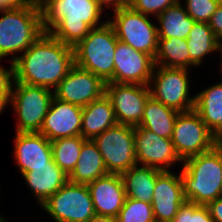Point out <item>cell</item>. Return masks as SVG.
<instances>
[{"label":"cell","instance_id":"1","mask_svg":"<svg viewBox=\"0 0 222 222\" xmlns=\"http://www.w3.org/2000/svg\"><path fill=\"white\" fill-rule=\"evenodd\" d=\"M73 65V47L44 32L13 61L14 81L54 90Z\"/></svg>","mask_w":222,"mask_h":222},{"label":"cell","instance_id":"34","mask_svg":"<svg viewBox=\"0 0 222 222\" xmlns=\"http://www.w3.org/2000/svg\"><path fill=\"white\" fill-rule=\"evenodd\" d=\"M7 70L5 66L0 65V92H11L14 83V67L13 62Z\"/></svg>","mask_w":222,"mask_h":222},{"label":"cell","instance_id":"42","mask_svg":"<svg viewBox=\"0 0 222 222\" xmlns=\"http://www.w3.org/2000/svg\"><path fill=\"white\" fill-rule=\"evenodd\" d=\"M219 52L221 53V59H222V43H220ZM220 64H221L220 65L221 67H219V69H221L220 71H222V60H221Z\"/></svg>","mask_w":222,"mask_h":222},{"label":"cell","instance_id":"33","mask_svg":"<svg viewBox=\"0 0 222 222\" xmlns=\"http://www.w3.org/2000/svg\"><path fill=\"white\" fill-rule=\"evenodd\" d=\"M177 1L178 0H129L128 5L142 14L152 15V17L156 18Z\"/></svg>","mask_w":222,"mask_h":222},{"label":"cell","instance_id":"26","mask_svg":"<svg viewBox=\"0 0 222 222\" xmlns=\"http://www.w3.org/2000/svg\"><path fill=\"white\" fill-rule=\"evenodd\" d=\"M158 38L187 39L195 20L192 19L178 0L173 6L168 7L156 17Z\"/></svg>","mask_w":222,"mask_h":222},{"label":"cell","instance_id":"32","mask_svg":"<svg viewBox=\"0 0 222 222\" xmlns=\"http://www.w3.org/2000/svg\"><path fill=\"white\" fill-rule=\"evenodd\" d=\"M221 2V0H186L184 8L195 22L208 23Z\"/></svg>","mask_w":222,"mask_h":222},{"label":"cell","instance_id":"10","mask_svg":"<svg viewBox=\"0 0 222 222\" xmlns=\"http://www.w3.org/2000/svg\"><path fill=\"white\" fill-rule=\"evenodd\" d=\"M108 173L121 174L136 165L134 127L117 124L92 139Z\"/></svg>","mask_w":222,"mask_h":222},{"label":"cell","instance_id":"17","mask_svg":"<svg viewBox=\"0 0 222 222\" xmlns=\"http://www.w3.org/2000/svg\"><path fill=\"white\" fill-rule=\"evenodd\" d=\"M181 177L172 171H161L156 178L152 198L153 216L157 222H171L185 202Z\"/></svg>","mask_w":222,"mask_h":222},{"label":"cell","instance_id":"36","mask_svg":"<svg viewBox=\"0 0 222 222\" xmlns=\"http://www.w3.org/2000/svg\"><path fill=\"white\" fill-rule=\"evenodd\" d=\"M213 222H222V196L206 205Z\"/></svg>","mask_w":222,"mask_h":222},{"label":"cell","instance_id":"43","mask_svg":"<svg viewBox=\"0 0 222 222\" xmlns=\"http://www.w3.org/2000/svg\"><path fill=\"white\" fill-rule=\"evenodd\" d=\"M0 222H6L5 218L0 215Z\"/></svg>","mask_w":222,"mask_h":222},{"label":"cell","instance_id":"25","mask_svg":"<svg viewBox=\"0 0 222 222\" xmlns=\"http://www.w3.org/2000/svg\"><path fill=\"white\" fill-rule=\"evenodd\" d=\"M178 111L165 106L150 97L145 105L139 126L146 128L160 137L172 138Z\"/></svg>","mask_w":222,"mask_h":222},{"label":"cell","instance_id":"6","mask_svg":"<svg viewBox=\"0 0 222 222\" xmlns=\"http://www.w3.org/2000/svg\"><path fill=\"white\" fill-rule=\"evenodd\" d=\"M10 104L17 116L16 132H39L54 98L53 90L13 83Z\"/></svg>","mask_w":222,"mask_h":222},{"label":"cell","instance_id":"29","mask_svg":"<svg viewBox=\"0 0 222 222\" xmlns=\"http://www.w3.org/2000/svg\"><path fill=\"white\" fill-rule=\"evenodd\" d=\"M85 140L82 136H73L51 141L53 161L67 176L75 169Z\"/></svg>","mask_w":222,"mask_h":222},{"label":"cell","instance_id":"11","mask_svg":"<svg viewBox=\"0 0 222 222\" xmlns=\"http://www.w3.org/2000/svg\"><path fill=\"white\" fill-rule=\"evenodd\" d=\"M171 140L182 162L216 145V137L194 109L178 113Z\"/></svg>","mask_w":222,"mask_h":222},{"label":"cell","instance_id":"28","mask_svg":"<svg viewBox=\"0 0 222 222\" xmlns=\"http://www.w3.org/2000/svg\"><path fill=\"white\" fill-rule=\"evenodd\" d=\"M155 65L165 68H191V59L186 39L177 37L158 38V49L154 58Z\"/></svg>","mask_w":222,"mask_h":222},{"label":"cell","instance_id":"40","mask_svg":"<svg viewBox=\"0 0 222 222\" xmlns=\"http://www.w3.org/2000/svg\"><path fill=\"white\" fill-rule=\"evenodd\" d=\"M89 222H118L117 217L95 215Z\"/></svg>","mask_w":222,"mask_h":222},{"label":"cell","instance_id":"30","mask_svg":"<svg viewBox=\"0 0 222 222\" xmlns=\"http://www.w3.org/2000/svg\"><path fill=\"white\" fill-rule=\"evenodd\" d=\"M118 222H154L151 203L126 197L117 216Z\"/></svg>","mask_w":222,"mask_h":222},{"label":"cell","instance_id":"21","mask_svg":"<svg viewBox=\"0 0 222 222\" xmlns=\"http://www.w3.org/2000/svg\"><path fill=\"white\" fill-rule=\"evenodd\" d=\"M117 124L115 111L106 94L82 108L81 136L84 139L92 140Z\"/></svg>","mask_w":222,"mask_h":222},{"label":"cell","instance_id":"7","mask_svg":"<svg viewBox=\"0 0 222 222\" xmlns=\"http://www.w3.org/2000/svg\"><path fill=\"white\" fill-rule=\"evenodd\" d=\"M107 20L113 26L118 40L155 58L158 49V24L152 23L149 15L126 5L114 10V16Z\"/></svg>","mask_w":222,"mask_h":222},{"label":"cell","instance_id":"31","mask_svg":"<svg viewBox=\"0 0 222 222\" xmlns=\"http://www.w3.org/2000/svg\"><path fill=\"white\" fill-rule=\"evenodd\" d=\"M171 222H213L206 205L185 201Z\"/></svg>","mask_w":222,"mask_h":222},{"label":"cell","instance_id":"9","mask_svg":"<svg viewBox=\"0 0 222 222\" xmlns=\"http://www.w3.org/2000/svg\"><path fill=\"white\" fill-rule=\"evenodd\" d=\"M188 69L165 68L155 65L149 82L150 96L178 112L195 107V95L190 96Z\"/></svg>","mask_w":222,"mask_h":222},{"label":"cell","instance_id":"24","mask_svg":"<svg viewBox=\"0 0 222 222\" xmlns=\"http://www.w3.org/2000/svg\"><path fill=\"white\" fill-rule=\"evenodd\" d=\"M161 172L153 167L135 165L122 172L121 178L124 184L126 196L152 203L157 175Z\"/></svg>","mask_w":222,"mask_h":222},{"label":"cell","instance_id":"22","mask_svg":"<svg viewBox=\"0 0 222 222\" xmlns=\"http://www.w3.org/2000/svg\"><path fill=\"white\" fill-rule=\"evenodd\" d=\"M194 110L217 137L222 132V82L196 93Z\"/></svg>","mask_w":222,"mask_h":222},{"label":"cell","instance_id":"16","mask_svg":"<svg viewBox=\"0 0 222 222\" xmlns=\"http://www.w3.org/2000/svg\"><path fill=\"white\" fill-rule=\"evenodd\" d=\"M82 107L53 98L38 133L50 142L59 138L81 136Z\"/></svg>","mask_w":222,"mask_h":222},{"label":"cell","instance_id":"41","mask_svg":"<svg viewBox=\"0 0 222 222\" xmlns=\"http://www.w3.org/2000/svg\"><path fill=\"white\" fill-rule=\"evenodd\" d=\"M216 145L222 148V132L216 137Z\"/></svg>","mask_w":222,"mask_h":222},{"label":"cell","instance_id":"27","mask_svg":"<svg viewBox=\"0 0 222 222\" xmlns=\"http://www.w3.org/2000/svg\"><path fill=\"white\" fill-rule=\"evenodd\" d=\"M191 67H199L202 60L214 52H219L220 42L206 22H195L186 39Z\"/></svg>","mask_w":222,"mask_h":222},{"label":"cell","instance_id":"18","mask_svg":"<svg viewBox=\"0 0 222 222\" xmlns=\"http://www.w3.org/2000/svg\"><path fill=\"white\" fill-rule=\"evenodd\" d=\"M14 145V159L21 174L53 161L51 142L38 132H16Z\"/></svg>","mask_w":222,"mask_h":222},{"label":"cell","instance_id":"19","mask_svg":"<svg viewBox=\"0 0 222 222\" xmlns=\"http://www.w3.org/2000/svg\"><path fill=\"white\" fill-rule=\"evenodd\" d=\"M87 187L96 215L118 216L127 197L120 174L107 173L87 184Z\"/></svg>","mask_w":222,"mask_h":222},{"label":"cell","instance_id":"35","mask_svg":"<svg viewBox=\"0 0 222 222\" xmlns=\"http://www.w3.org/2000/svg\"><path fill=\"white\" fill-rule=\"evenodd\" d=\"M208 25L212 29L216 38L222 43V2L217 7L216 11L212 14Z\"/></svg>","mask_w":222,"mask_h":222},{"label":"cell","instance_id":"8","mask_svg":"<svg viewBox=\"0 0 222 222\" xmlns=\"http://www.w3.org/2000/svg\"><path fill=\"white\" fill-rule=\"evenodd\" d=\"M39 207L55 222H89L96 215L87 185L69 181Z\"/></svg>","mask_w":222,"mask_h":222},{"label":"cell","instance_id":"12","mask_svg":"<svg viewBox=\"0 0 222 222\" xmlns=\"http://www.w3.org/2000/svg\"><path fill=\"white\" fill-rule=\"evenodd\" d=\"M105 94L110 99L118 124L139 126L150 96L148 85L107 82Z\"/></svg>","mask_w":222,"mask_h":222},{"label":"cell","instance_id":"37","mask_svg":"<svg viewBox=\"0 0 222 222\" xmlns=\"http://www.w3.org/2000/svg\"><path fill=\"white\" fill-rule=\"evenodd\" d=\"M102 9L110 7L112 10H117L122 6H126L129 3V0H95ZM104 7V8H103Z\"/></svg>","mask_w":222,"mask_h":222},{"label":"cell","instance_id":"5","mask_svg":"<svg viewBox=\"0 0 222 222\" xmlns=\"http://www.w3.org/2000/svg\"><path fill=\"white\" fill-rule=\"evenodd\" d=\"M117 36L113 26L107 21L102 26L92 28L74 47V64L92 72L105 83L114 82V52Z\"/></svg>","mask_w":222,"mask_h":222},{"label":"cell","instance_id":"2","mask_svg":"<svg viewBox=\"0 0 222 222\" xmlns=\"http://www.w3.org/2000/svg\"><path fill=\"white\" fill-rule=\"evenodd\" d=\"M38 1L44 31L72 47L83 40L92 28L108 21L101 22L104 9L95 0Z\"/></svg>","mask_w":222,"mask_h":222},{"label":"cell","instance_id":"3","mask_svg":"<svg viewBox=\"0 0 222 222\" xmlns=\"http://www.w3.org/2000/svg\"><path fill=\"white\" fill-rule=\"evenodd\" d=\"M0 61L23 54L45 31L38 0L0 10Z\"/></svg>","mask_w":222,"mask_h":222},{"label":"cell","instance_id":"23","mask_svg":"<svg viewBox=\"0 0 222 222\" xmlns=\"http://www.w3.org/2000/svg\"><path fill=\"white\" fill-rule=\"evenodd\" d=\"M107 173L102 155L96 144L93 140L86 139L82 144L76 167L68 176V181L87 185Z\"/></svg>","mask_w":222,"mask_h":222},{"label":"cell","instance_id":"38","mask_svg":"<svg viewBox=\"0 0 222 222\" xmlns=\"http://www.w3.org/2000/svg\"><path fill=\"white\" fill-rule=\"evenodd\" d=\"M32 0H0V10L7 7H16L21 4H27Z\"/></svg>","mask_w":222,"mask_h":222},{"label":"cell","instance_id":"13","mask_svg":"<svg viewBox=\"0 0 222 222\" xmlns=\"http://www.w3.org/2000/svg\"><path fill=\"white\" fill-rule=\"evenodd\" d=\"M105 85L100 77L74 64L53 93L55 98L83 108L105 94Z\"/></svg>","mask_w":222,"mask_h":222},{"label":"cell","instance_id":"20","mask_svg":"<svg viewBox=\"0 0 222 222\" xmlns=\"http://www.w3.org/2000/svg\"><path fill=\"white\" fill-rule=\"evenodd\" d=\"M22 176L40 206L68 181V176L54 161L48 166L33 167Z\"/></svg>","mask_w":222,"mask_h":222},{"label":"cell","instance_id":"15","mask_svg":"<svg viewBox=\"0 0 222 222\" xmlns=\"http://www.w3.org/2000/svg\"><path fill=\"white\" fill-rule=\"evenodd\" d=\"M113 61L114 83L149 85L155 67L151 55L118 40Z\"/></svg>","mask_w":222,"mask_h":222},{"label":"cell","instance_id":"14","mask_svg":"<svg viewBox=\"0 0 222 222\" xmlns=\"http://www.w3.org/2000/svg\"><path fill=\"white\" fill-rule=\"evenodd\" d=\"M136 164L169 171L176 163H182L175 152L172 140L160 137L154 132L134 127Z\"/></svg>","mask_w":222,"mask_h":222},{"label":"cell","instance_id":"39","mask_svg":"<svg viewBox=\"0 0 222 222\" xmlns=\"http://www.w3.org/2000/svg\"><path fill=\"white\" fill-rule=\"evenodd\" d=\"M10 94L11 92H0V114L10 104Z\"/></svg>","mask_w":222,"mask_h":222},{"label":"cell","instance_id":"4","mask_svg":"<svg viewBox=\"0 0 222 222\" xmlns=\"http://www.w3.org/2000/svg\"><path fill=\"white\" fill-rule=\"evenodd\" d=\"M180 164L183 165L179 175L186 201L207 205L222 196V148L215 145Z\"/></svg>","mask_w":222,"mask_h":222}]
</instances>
